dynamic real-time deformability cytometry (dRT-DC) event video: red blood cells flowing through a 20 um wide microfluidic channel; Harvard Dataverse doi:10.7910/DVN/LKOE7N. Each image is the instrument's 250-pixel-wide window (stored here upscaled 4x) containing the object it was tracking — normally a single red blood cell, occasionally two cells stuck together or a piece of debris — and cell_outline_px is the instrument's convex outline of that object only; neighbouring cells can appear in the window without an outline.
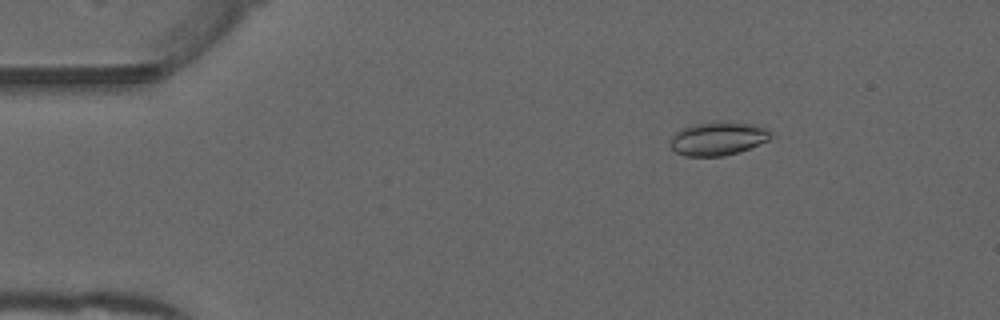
{"species": "common noctule bat (a hibernating species)", "species_latin": "Nyctalus noctula", "temperature_condition": "warm", "stored_images_in_passage": 52, "camera_frame_rate_fps": 3000, "um_per_image_px": 0.085, "animal": {"sex": "male", "forearm_length_mm": 52.5}, "frame": {"image": 1, "passage_image": 8, "time_ms": 2.333, "image_size_px": [1000, 320], "cell_outline_px": [[772, 136], [768, 140], [748, 148], [724, 156], [684, 156], [676, 152], [672, 148], [672, 136], [676, 132], [692, 124], [716, 120], [724, 120], [756, 124], [772, 132]], "centroid_in_image_um": [61.04, 11.74], "position_along_channel_um": 24.0, "area_um2": 19.71}}
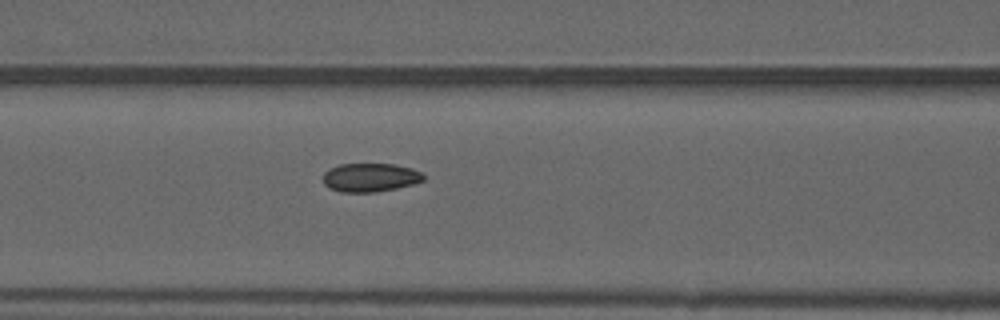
{"frame": {"image": 2, "passage_image": 22, "time_ms": 7.0, "image_size_px": [1000, 320], "cell_outline_px": [[424, 180], [412, 184], [396, 188], [376, 192], [340, 192], [328, 188], [324, 184], [324, 172], [328, 168], [340, 164], [392, 164], [412, 168], [420, 172], [424, 176]], "centroid_in_image_um": [31.43, 15.08], "position_along_channel_um": 135.2, "area_um2": 16.76}}
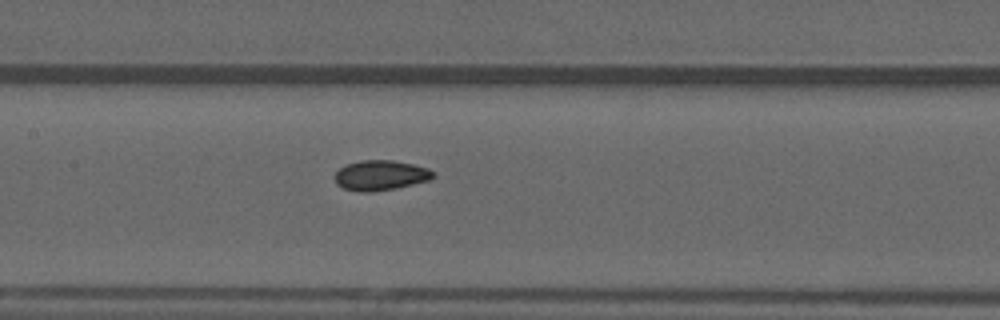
{"frame": {"image": 3, "passage_image": 25, "time_ms": 8.0, "image_size_px": [1000, 320], "cell_outline_px": [[436, 176], [428, 180], [396, 188], [372, 192], [360, 192], [344, 188], [336, 184], [336, 172], [340, 168], [348, 164], [360, 160], [392, 160], [412, 164], [428, 168], [436, 172]], "centroid_in_image_um": [32.37, 14.9], "position_along_channel_um": 175.0, "area_um2": 17.17}, "authors_computed_cell_mechanics": {"area_um2": 17.0221, "velocity_mm_per_s": 3.9874, "shape_relaxation_time_tau1_ms": null, "shape_relaxation_time_tau2_ms": 3.1933, "deformation_change_tau1": null, "deformation_change_tau2": 0.0525}}